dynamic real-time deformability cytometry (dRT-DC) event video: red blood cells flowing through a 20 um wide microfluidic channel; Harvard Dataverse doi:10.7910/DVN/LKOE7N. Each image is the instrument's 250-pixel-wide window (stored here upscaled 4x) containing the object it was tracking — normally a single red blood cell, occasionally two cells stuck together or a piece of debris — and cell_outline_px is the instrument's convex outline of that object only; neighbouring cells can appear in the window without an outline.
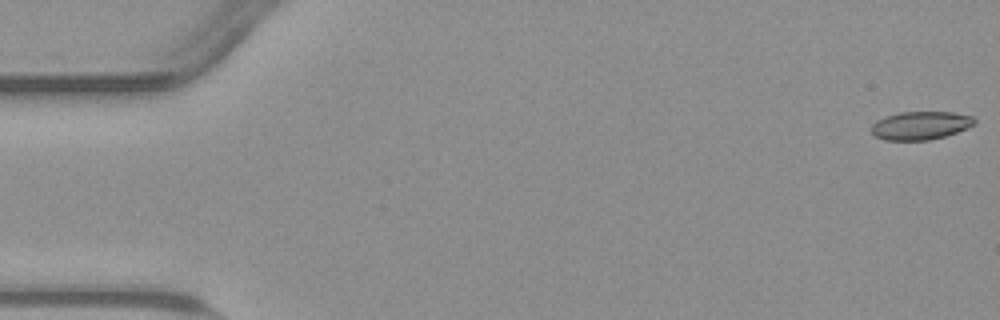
{"species": "common noctule bat (a hibernating species)", "species_latin": "Nyctalus noctula", "temperature_condition": "warm", "stored_images_in_passage": 55, "camera_frame_rate_fps": 3000, "um_per_image_px": 0.085, "animal": {"sex": "male", "body_mass_g": 23.1, "forearm_length_mm": 52.7}, "frame": {"image": 1, "passage_image": 1, "time_ms": 0.0, "image_size_px": [1000, 320], "cell_outline_px": [[976, 124], [968, 128], [944, 136], [928, 140], [884, 140], [876, 136], [872, 132], [872, 124], [876, 120], [884, 116], [900, 112], [952, 112], [972, 116], [976, 120]], "centroid_in_image_um": [78.25, 10.66], "position_along_channel_um": 6.8, "area_um2": 16.99}}
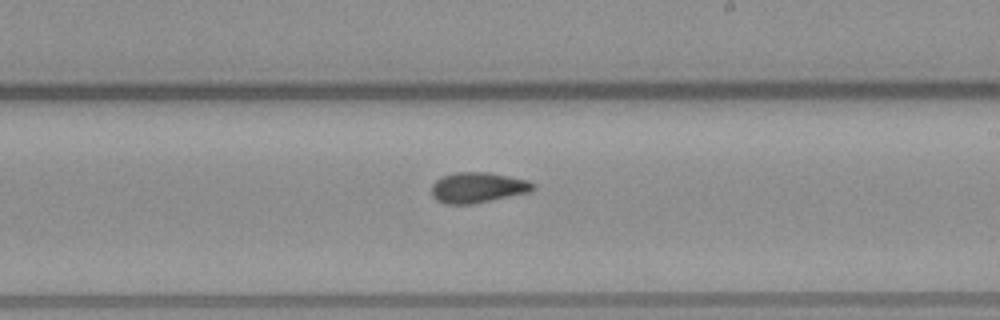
{"frame": {"image": 2, "passage_image": 32, "time_ms": 10.333, "image_size_px": [1000, 320], "cell_outline_px": [[536, 188], [528, 192], [472, 204], [444, 204], [436, 200], [432, 196], [432, 184], [436, 180], [444, 176], [456, 172], [488, 172], [528, 180], [536, 184]], "centroid_in_image_um": [40.6, 15.94], "position_along_channel_um": 248.4, "area_um2": 17.98}}
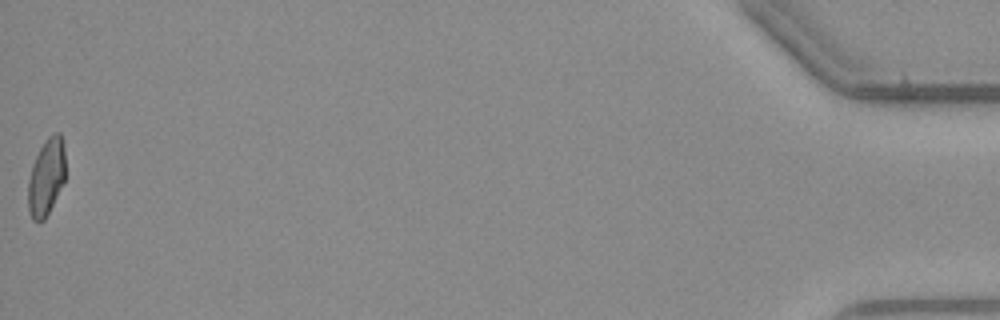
{"frame": {"image": 3, "passage_image": 55, "time_ms": 18.0, "image_size_px": [1000, 320], "cell_outline_px": [[64, 180], [44, 220], [40, 224], [32, 220], [28, 212], [28, 180], [32, 164], [40, 148], [48, 136], [56, 132], [60, 132], [64, 140]], "centroid_in_image_um": [3.91, 15.05], "position_along_channel_um": 431.3, "area_um2": 16.7}, "authors_computed_cell_mechanics": {"area_um2": 17.3978, "velocity_mm_per_s": 3.7941, "shape_relaxation_time_tau1_ms": null, "shape_relaxation_time_tau2_ms": 2.7357, "deformation_change_tau1": null, "deformation_change_tau2": 0.0809}}